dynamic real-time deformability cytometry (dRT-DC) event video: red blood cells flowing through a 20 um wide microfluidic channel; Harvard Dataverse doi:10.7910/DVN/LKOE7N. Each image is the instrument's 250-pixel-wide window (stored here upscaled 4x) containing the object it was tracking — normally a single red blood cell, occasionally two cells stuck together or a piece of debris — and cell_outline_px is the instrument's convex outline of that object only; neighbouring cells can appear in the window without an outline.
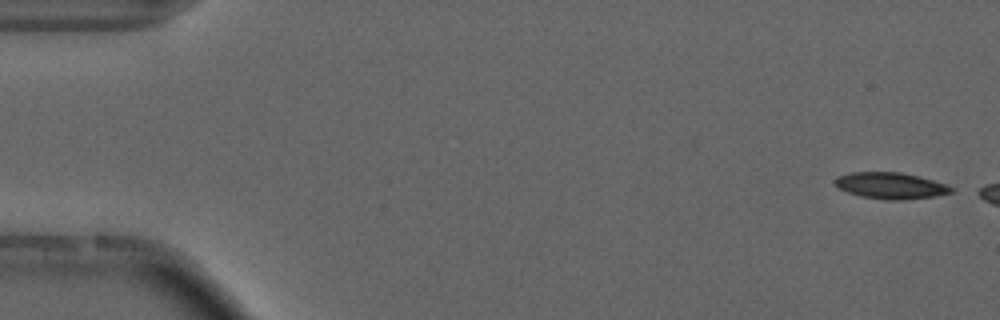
{"species": "common noctule bat (a hibernating species)", "species_latin": "Nyctalus noctula", "temperature_condition": "cold", "stored_images_in_passage": 9, "camera_frame_rate_fps": 3000, "um_per_image_px": 0.085, "animal": {"sex": "male", "forearm_length_mm": 52.5}, "frame": {"image": 1, "passage_image": 2, "time_ms": 0.333, "image_size_px": [1000, 320], "cell_outline_px": [[952, 192], [936, 196], [896, 200], [884, 200], [860, 196], [848, 192], [832, 184], [832, 180], [836, 176], [852, 172], [900, 172], [932, 180], [944, 184], [952, 188]], "centroid_in_image_um": [75.61, 15.78], "position_along_channel_um": 9.4, "area_um2": 17.74}}